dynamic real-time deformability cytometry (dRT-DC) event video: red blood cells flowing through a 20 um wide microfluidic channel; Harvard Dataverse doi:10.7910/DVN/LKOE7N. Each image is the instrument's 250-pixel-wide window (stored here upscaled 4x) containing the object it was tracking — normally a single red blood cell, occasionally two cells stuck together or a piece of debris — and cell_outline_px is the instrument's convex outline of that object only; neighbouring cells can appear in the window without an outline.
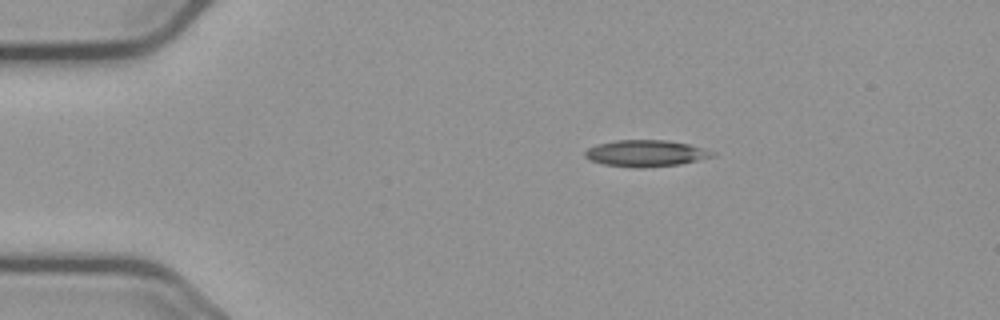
{"species": "common noctule bat (a hibernating species)", "species_latin": "Nyctalus noctula", "temperature_condition": "cold", "stored_images_in_passage": 46, "camera_frame_rate_fps": 3000, "um_per_image_px": 0.085, "animal": {"sex": "male", "body_mass_g": 23.1, "forearm_length_mm": 52.7}, "frame": {"image": 1, "passage_image": 1, "time_ms": 0.0, "image_size_px": [1000, 320], "cell_outline_px": [[716, 156], [680, 164], [644, 168], [636, 168], [604, 164], [588, 160], [584, 156], [584, 152], [588, 148], [596, 144], [616, 140], [668, 140], [688, 144], [716, 152]], "centroid_in_image_um": [54.88, 13.03], "position_along_channel_um": 30.1, "area_um2": 19.83}}
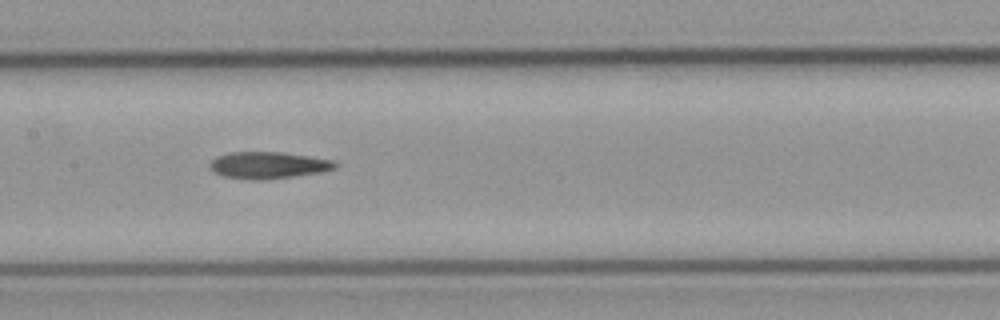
{"frame": {"image": 2, "passage_image": 18, "time_ms": 5.667, "image_size_px": [1000, 320], "cell_outline_px": [[340, 164], [336, 168], [324, 172], [264, 180], [248, 180], [224, 176], [212, 172], [208, 168], [208, 164], [216, 156], [232, 152], [280, 152], [308, 156], [332, 160]], "centroid_in_image_um": [22.78, 14.05], "position_along_channel_um": 184.6, "area_um2": 19.83}}
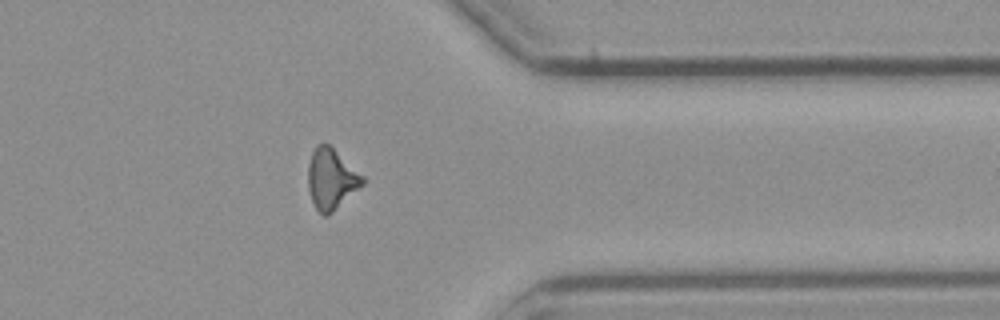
{"frame": {"image": 3, "passage_image": 35, "time_ms": 11.333, "image_size_px": [1000, 320], "cell_outline_px": [[368, 180], [364, 184], [328, 216], [324, 216], [316, 208], [312, 200], [308, 188], [308, 164], [312, 152], [316, 144], [328, 144], [364, 176]], "centroid_in_image_um": [28.17, 15.22], "position_along_channel_um": 383.2, "area_um2": 19.19}}